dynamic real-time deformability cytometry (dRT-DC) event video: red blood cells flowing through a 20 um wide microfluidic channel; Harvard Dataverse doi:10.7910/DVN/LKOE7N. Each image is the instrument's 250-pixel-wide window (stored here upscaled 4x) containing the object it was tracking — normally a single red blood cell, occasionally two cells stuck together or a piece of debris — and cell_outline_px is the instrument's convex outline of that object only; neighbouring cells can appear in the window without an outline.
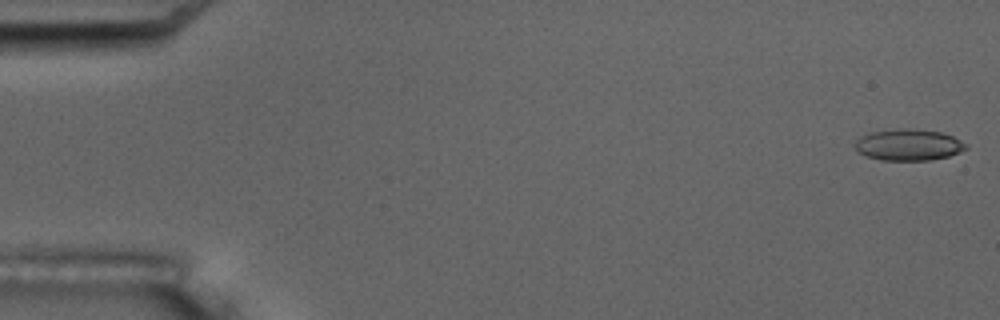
{"species": "common noctule bat (a hibernating species)", "species_latin": "Nyctalus noctula", "temperature_condition": "room temperature", "stored_images_in_passage": 5, "camera_frame_rate_fps": 3000, "um_per_image_px": 0.085, "animal": {"sex": "male", "body_mass_g": 17.5, "forearm_length_mm": 52.3}, "frame": {"image": 1, "passage_image": 1, "time_ms": 0.0, "image_size_px": [1000, 320], "cell_outline_px": [[968, 148], [960, 152], [948, 156], [928, 160], [880, 160], [868, 156], [860, 152], [852, 144], [860, 136], [872, 132], [904, 128], [912, 128], [940, 132], [952, 136], [968, 144]], "centroid_in_image_um": [77.23, 12.3], "position_along_channel_um": 7.8, "area_um2": 20.23}}